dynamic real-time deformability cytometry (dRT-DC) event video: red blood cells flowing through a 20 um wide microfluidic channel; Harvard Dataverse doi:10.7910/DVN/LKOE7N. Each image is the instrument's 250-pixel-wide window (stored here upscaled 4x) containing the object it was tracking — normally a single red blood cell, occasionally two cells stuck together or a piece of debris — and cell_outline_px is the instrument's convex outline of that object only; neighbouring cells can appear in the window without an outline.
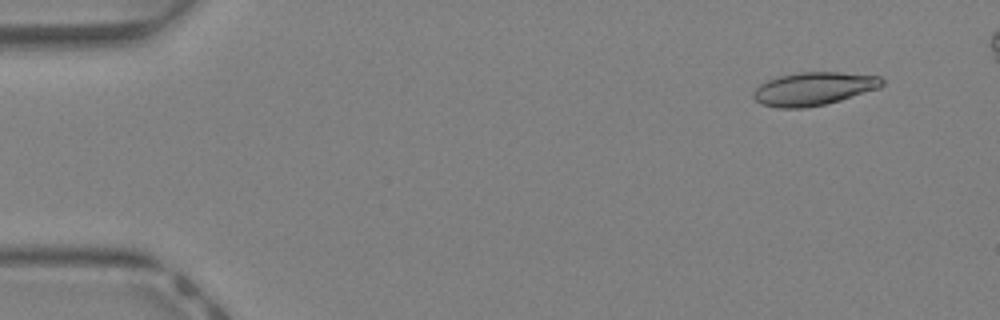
{"species": "Egyptian fruit bat (a non-hibernating species)", "species_latin": "Rousettus aegyptiacus", "temperature_condition": "warm", "stored_images_in_passage": 12, "camera_frame_rate_fps": 3000, "um_per_image_px": 0.085, "animal": {"sex": "female"}, "frame": {"image": 1, "passage_image": 4, "time_ms": 1.0, "image_size_px": [1000, 320], "cell_outline_px": [[884, 84], [880, 88], [840, 100], [824, 104], [804, 108], [776, 108], [760, 104], [752, 96], [752, 92], [760, 84], [768, 80], [780, 76], [800, 72], [836, 72], [880, 76], [884, 80]], "centroid_in_image_um": [69.15, 7.55], "position_along_channel_um": 15.9, "area_um2": 24.85}}